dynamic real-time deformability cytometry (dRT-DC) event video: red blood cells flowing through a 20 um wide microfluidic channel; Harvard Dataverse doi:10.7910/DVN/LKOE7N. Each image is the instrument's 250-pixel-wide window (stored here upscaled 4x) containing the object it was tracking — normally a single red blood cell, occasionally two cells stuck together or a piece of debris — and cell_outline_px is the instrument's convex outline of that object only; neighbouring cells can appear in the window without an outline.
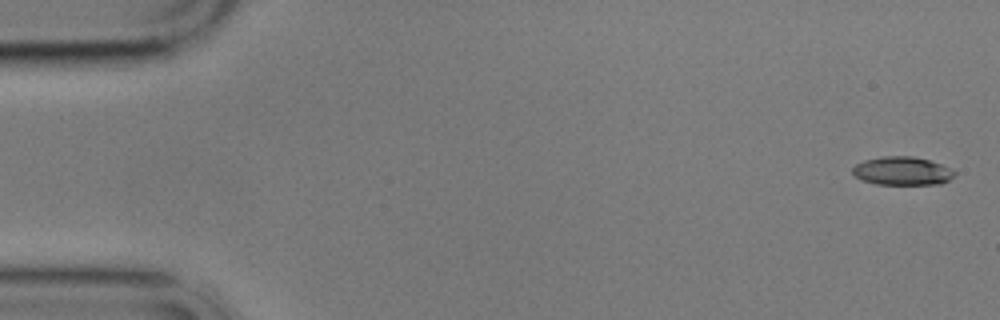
{"species": "common noctule bat (a hibernating species)", "species_latin": "Nyctalus noctula", "temperature_condition": "cold", "stored_images_in_passage": 5, "camera_frame_rate_fps": 3000, "um_per_image_px": 0.085, "animal": {"sex": "male", "body_mass_g": 17.9}, "frame": {"image": 1, "passage_image": 1, "time_ms": 0.0, "image_size_px": [1000, 320], "cell_outline_px": [[956, 176], [940, 184], [876, 184], [864, 180], [856, 176], [852, 172], [852, 168], [856, 164], [864, 160], [884, 156], [912, 156], [928, 160], [952, 168], [956, 172]], "centroid_in_image_um": [76.72, 14.53], "position_along_channel_um": 8.3, "area_um2": 16.82}}
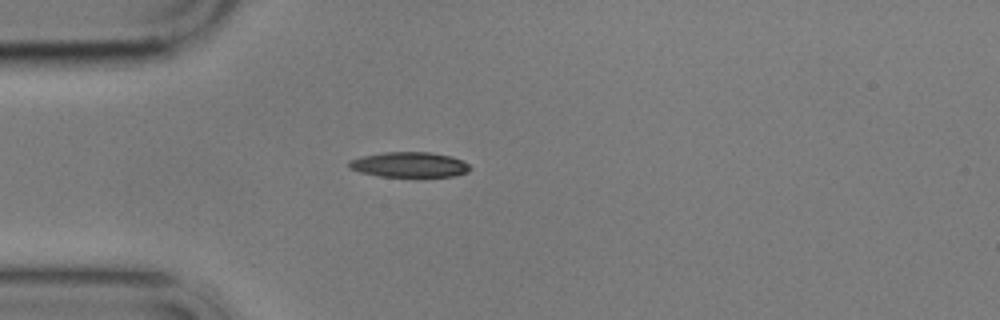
{"frame": {"image": 2, "passage_image": 5, "time_ms": 4.667, "image_size_px": [1000, 320], "cell_outline_px": [[472, 168], [468, 172], [456, 176], [380, 176], [360, 172], [348, 168], [348, 160], [360, 156], [384, 152], [432, 152], [452, 156], [468, 164]], "centroid_in_image_um": [34.77, 13.98], "position_along_channel_um": 50.2, "area_um2": 17.86}}